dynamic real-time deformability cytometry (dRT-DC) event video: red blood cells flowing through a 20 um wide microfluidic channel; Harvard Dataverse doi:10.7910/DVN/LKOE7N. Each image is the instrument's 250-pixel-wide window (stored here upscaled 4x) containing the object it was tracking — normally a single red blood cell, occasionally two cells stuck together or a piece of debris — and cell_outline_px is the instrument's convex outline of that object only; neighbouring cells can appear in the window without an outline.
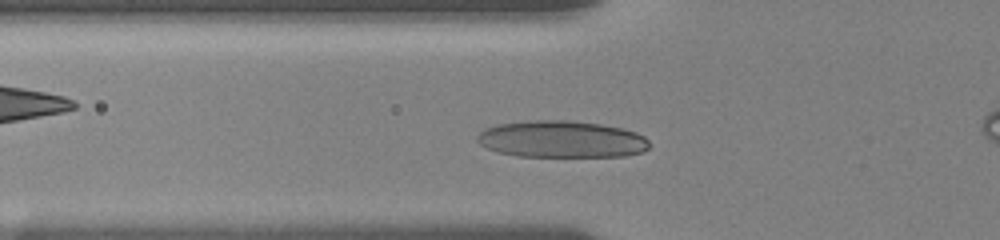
{"species": "human", "species_latin": "Homo sapiens", "temperature_condition": "room temperature", "stored_images_in_passage": 62, "camera_frame_rate_fps": 3000, "um_per_image_px": 0.085, "donor": {"sex": "female"}, "frame": {"image": 1, "passage_image": 13, "time_ms": 2.333, "image_size_px": [1000, 240], "cell_outline_px": [[648, 148], [644, 152], [624, 156], [516, 156], [496, 152], [480, 144], [476, 140], [476, 136], [484, 128], [496, 124], [532, 120], [568, 120], [600, 124], [624, 128], [636, 132], [644, 136], [648, 140]], "centroid_in_image_um": [47.71, 11.83], "position_along_channel_um": 78.1, "area_um2": 37.22}}
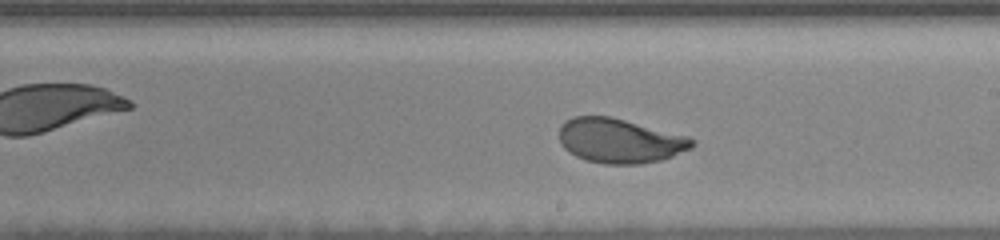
{"frame": {"image": 2, "passage_image": 35, "time_ms": 6.667, "image_size_px": [1000, 240], "cell_outline_px": [[696, 144], [692, 148], [672, 156], [660, 160], [640, 164], [604, 164], [584, 160], [568, 152], [560, 144], [560, 128], [572, 116], [608, 116], [688, 136], [696, 140]], "centroid_in_image_um": [52.69, 11.98], "position_along_channel_um": 236.3, "area_um2": 34.39}}
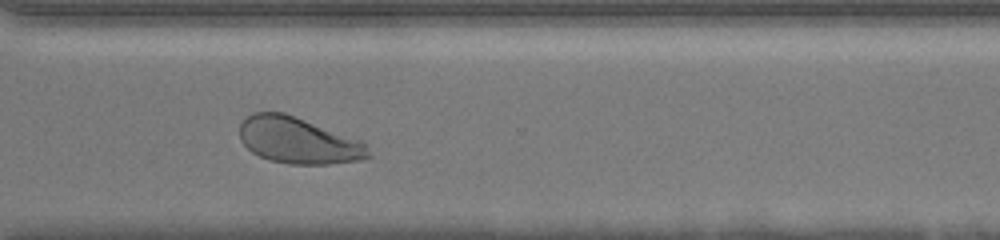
{"frame": {"image": 3, "passage_image": 51, "time_ms": 9.667, "image_size_px": [1000, 240], "cell_outline_px": [[372, 156], [356, 160], [328, 164], [288, 164], [268, 160], [252, 152], [240, 140], [240, 124], [252, 112], [284, 112], [364, 140]], "centroid_in_image_um": [25.38, 11.93], "position_along_channel_um": 345.2, "area_um2": 35.03}, "authors_computed_cell_mechanics": {"area_um2": 34.7378, "velocity_mm_per_s": 3.6351, "shape_relaxation_time_tau1_ms": 2.4619, "shape_relaxation_time_tau2_ms": null, "deformation_change_tau1": 0.1495, "deformation_change_tau2": null}}